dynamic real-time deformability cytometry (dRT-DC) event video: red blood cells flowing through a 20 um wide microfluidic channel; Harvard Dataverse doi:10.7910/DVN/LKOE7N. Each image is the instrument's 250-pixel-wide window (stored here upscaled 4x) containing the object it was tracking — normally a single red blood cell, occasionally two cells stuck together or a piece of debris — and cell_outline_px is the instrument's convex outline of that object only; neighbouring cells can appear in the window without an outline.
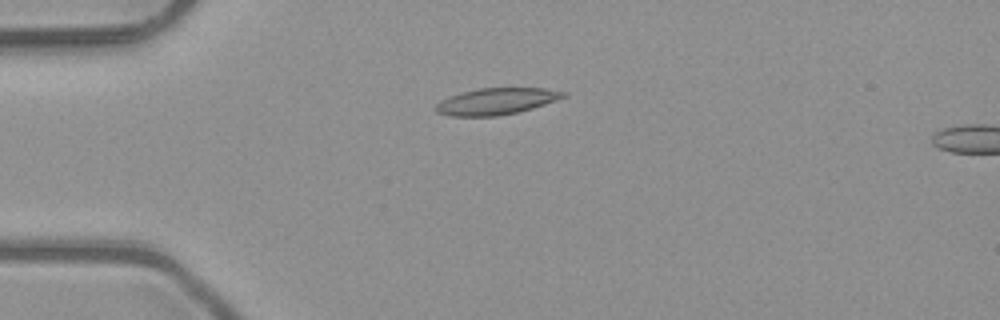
{"species": "common noctule bat (a hibernating species)", "species_latin": "Nyctalus noctula", "temperature_condition": "room temperature", "stored_images_in_passage": 3, "camera_frame_rate_fps": 3000, "um_per_image_px": 0.085, "animal": {"sex": "male", "body_mass_g": 23.1, "forearm_length_mm": 52.7}, "frame": {"image": 1, "passage_image": 2, "time_ms": 0.333, "image_size_px": [1000, 320], "cell_outline_px": [[568, 96], [532, 108], [516, 112], [496, 116], [452, 116], [436, 112], [436, 104], [440, 100], [460, 92], [476, 88], [544, 88], [568, 92]], "centroid_in_image_um": [42.19, 8.6], "position_along_channel_um": 42.8, "area_um2": 19.71}}